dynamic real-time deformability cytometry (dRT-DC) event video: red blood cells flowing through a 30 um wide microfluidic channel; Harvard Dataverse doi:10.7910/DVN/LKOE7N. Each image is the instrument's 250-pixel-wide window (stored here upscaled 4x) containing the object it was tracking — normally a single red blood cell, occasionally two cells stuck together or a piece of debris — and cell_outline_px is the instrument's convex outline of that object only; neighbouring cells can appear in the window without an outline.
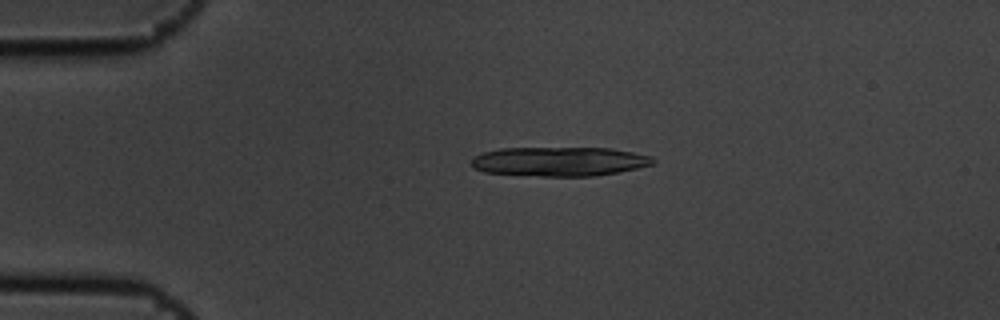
{"species": "common noctule bat (a hibernating species)", "species_latin": "Nyctalus noctula", "temperature_condition": "cold", "stored_images_in_passage": 2, "camera_frame_rate_fps": 3000, "um_per_image_px": 0.085, "animal": {"sex": "male", "body_mass_g": 19.5, "forearm_length_mm": 54.6}, "frame": {"image": 1, "passage_image": 1, "time_ms": 0.0, "image_size_px": [1000, 320], "cell_outline_px": [[656, 164], [596, 176], [540, 176], [484, 172], [472, 168], [472, 156], [484, 152], [500, 148], [608, 148], [632, 152], [652, 156], [656, 160]], "centroid_in_image_um": [47.54, 13.72], "position_along_channel_um": 37.5, "area_um2": 31.04}}